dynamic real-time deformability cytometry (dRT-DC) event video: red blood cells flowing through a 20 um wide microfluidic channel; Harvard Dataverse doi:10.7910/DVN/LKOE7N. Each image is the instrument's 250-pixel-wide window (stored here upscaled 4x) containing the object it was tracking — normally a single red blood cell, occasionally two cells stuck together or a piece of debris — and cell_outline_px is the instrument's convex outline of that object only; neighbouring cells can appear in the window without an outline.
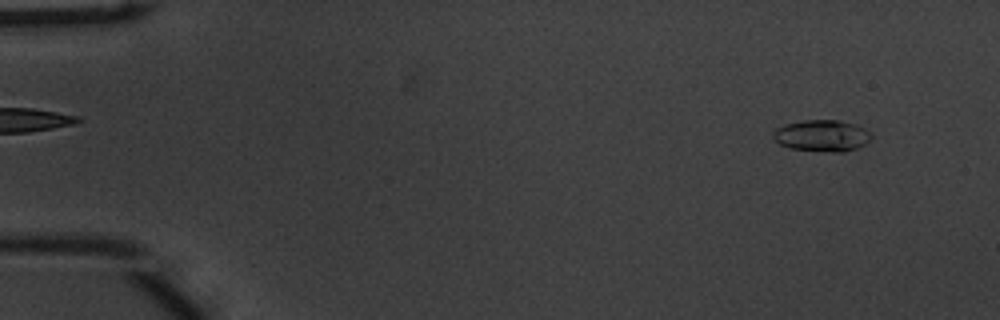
{"species": "common noctule bat (a hibernating species)", "species_latin": "Nyctalus noctula", "temperature_condition": "warm", "stored_images_in_passage": 53, "camera_frame_rate_fps": 3000, "um_per_image_px": 0.085, "animal": {"sex": "male", "body_mass_g": 20.1, "forearm_length_mm": 53.5}, "frame": {"image": 1, "passage_image": 4, "time_ms": 1.0, "image_size_px": [1000, 320], "cell_outline_px": [[872, 136], [864, 144], [856, 148], [844, 152], [832, 152], [792, 148], [780, 144], [772, 136], [772, 132], [776, 128], [784, 124], [804, 120], [836, 120], [852, 124], [864, 128]], "centroid_in_image_um": [69.83, 11.53], "position_along_channel_um": 15.2, "area_um2": 17.74}}
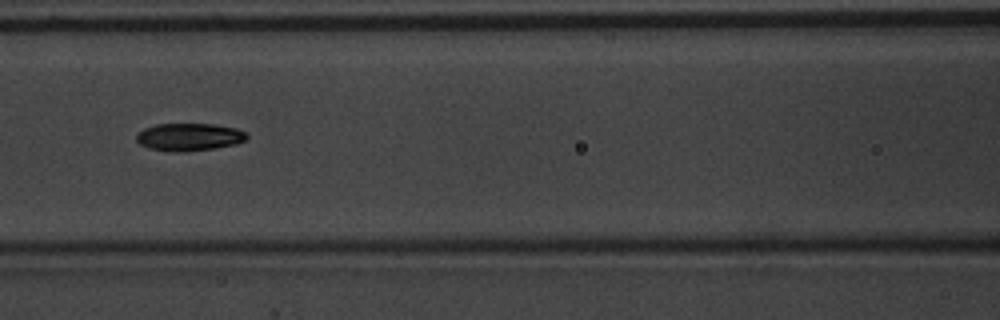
{"frame": {"image": 2, "passage_image": 24, "time_ms": 7.667, "image_size_px": [1000, 320], "cell_outline_px": [[248, 136], [244, 140], [236, 144], [188, 152], [176, 152], [148, 148], [140, 144], [136, 140], [136, 132], [144, 128], [156, 124], [216, 124], [236, 128], [244, 132]], "centroid_in_image_um": [16.04, 11.64], "position_along_channel_um": 150.6, "area_um2": 17.8}}
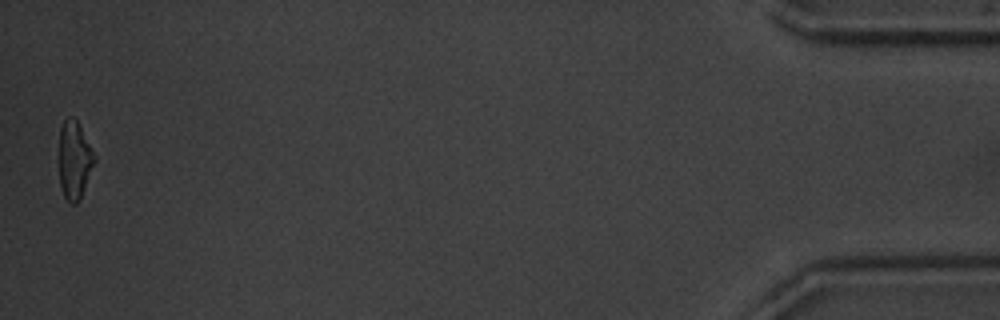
{"frame": {"image": 3, "passage_image": 53, "time_ms": 17.333, "image_size_px": [1000, 320], "cell_outline_px": [[96, 160], [80, 200], [76, 204], [72, 204], [64, 196], [60, 184], [60, 128], [64, 120], [68, 116], [72, 116], [76, 120], [96, 156]], "centroid_in_image_um": [6.34, 13.62], "position_along_channel_um": 428.9, "area_um2": 15.9}, "authors_computed_cell_mechanics": {"area_um2": 17.3978, "velocity_mm_per_s": 3.7912, "shape_relaxation_time_tau1_ms": 3.0767, "shape_relaxation_time_tau2_ms": 7.0913, "deformation_change_tau1": 0.1378, "deformation_change_tau2": 0.1363}}